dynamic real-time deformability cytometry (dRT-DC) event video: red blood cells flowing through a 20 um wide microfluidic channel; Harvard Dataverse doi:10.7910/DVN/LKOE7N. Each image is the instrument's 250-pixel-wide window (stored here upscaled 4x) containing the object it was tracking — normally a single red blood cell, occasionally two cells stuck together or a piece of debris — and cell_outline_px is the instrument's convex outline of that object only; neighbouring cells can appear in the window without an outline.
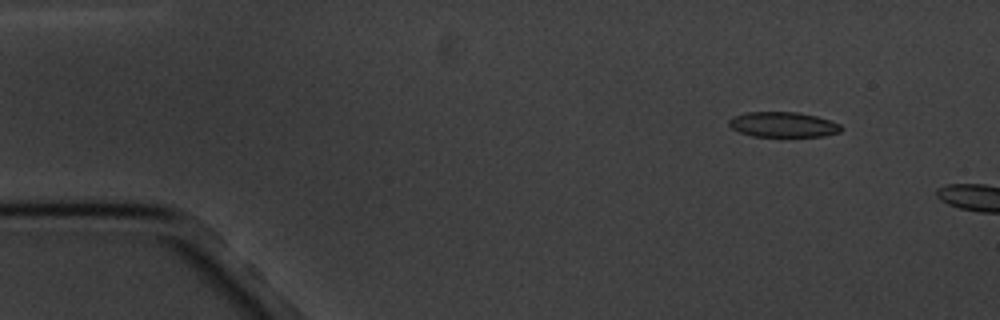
{"species": "common noctule bat (a hibernating species)", "species_latin": "Nyctalus noctula", "temperature_condition": "cold", "stored_images_in_passage": 3, "camera_frame_rate_fps": 3000, "um_per_image_px": 0.085, "animal": {"sex": "male", "body_mass_g": 20.1, "forearm_length_mm": 53.5}, "frame": {"image": 1, "passage_image": 1, "time_ms": 0.0, "image_size_px": [1000, 320], "cell_outline_px": [[840, 132], [824, 136], [752, 136], [740, 132], [732, 128], [728, 124], [728, 120], [732, 116], [744, 112], [796, 112], [816, 116], [832, 120], [840, 124]], "centroid_in_image_um": [66.53, 10.58], "position_along_channel_um": 18.5, "area_um2": 16.47}}